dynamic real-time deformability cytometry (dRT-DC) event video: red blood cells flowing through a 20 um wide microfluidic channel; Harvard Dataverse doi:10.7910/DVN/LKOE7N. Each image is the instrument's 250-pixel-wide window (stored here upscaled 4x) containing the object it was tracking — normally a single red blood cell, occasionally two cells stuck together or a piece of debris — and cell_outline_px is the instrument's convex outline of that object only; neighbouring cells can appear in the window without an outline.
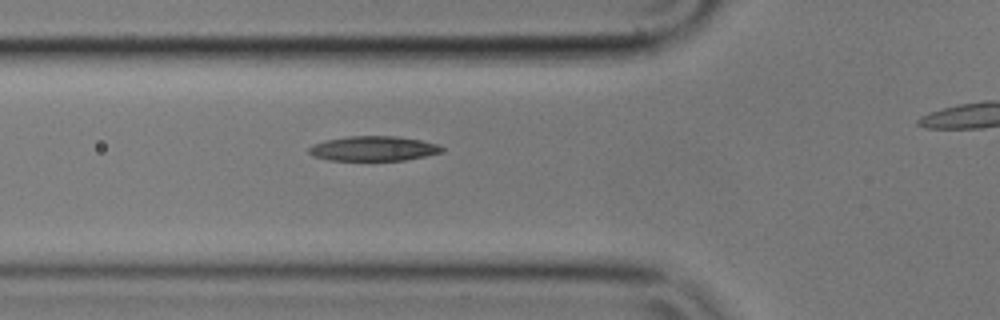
{"species": "common noctule bat (a hibernating species)", "species_latin": "Nyctalus noctula", "temperature_condition": "cold", "stored_images_in_passage": 6, "segment_of_instrument_passage": [1, 2], "camera_frame_rate_fps": 3000, "um_per_image_px": 0.085, "animal": {"sex": "male", "body_mass_g": 17.9}, "frame": {"image": 1, "passage_image": 5, "time_ms": 1.333, "image_size_px": [1000, 320], "cell_outline_px": [[444, 152], [404, 160], [328, 160], [312, 156], [308, 152], [308, 148], [312, 144], [324, 140], [348, 136], [396, 136], [420, 140], [436, 144], [444, 148]], "centroid_in_image_um": [31.7, 12.62], "position_along_channel_um": 94.1, "area_um2": 19.25}}